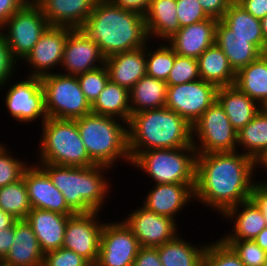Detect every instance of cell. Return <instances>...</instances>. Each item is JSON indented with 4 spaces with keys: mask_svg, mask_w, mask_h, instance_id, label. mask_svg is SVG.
<instances>
[{
    "mask_svg": "<svg viewBox=\"0 0 267 266\" xmlns=\"http://www.w3.org/2000/svg\"><path fill=\"white\" fill-rule=\"evenodd\" d=\"M99 212L75 213L68 218L63 246L95 265L99 256L102 228L105 222L98 219ZM102 222V223H101Z\"/></svg>",
    "mask_w": 267,
    "mask_h": 266,
    "instance_id": "cell-14",
    "label": "cell"
},
{
    "mask_svg": "<svg viewBox=\"0 0 267 266\" xmlns=\"http://www.w3.org/2000/svg\"><path fill=\"white\" fill-rule=\"evenodd\" d=\"M75 121L88 156L95 165H103L111 169L116 161L119 163L120 158L131 164L128 123L92 112Z\"/></svg>",
    "mask_w": 267,
    "mask_h": 266,
    "instance_id": "cell-5",
    "label": "cell"
},
{
    "mask_svg": "<svg viewBox=\"0 0 267 266\" xmlns=\"http://www.w3.org/2000/svg\"><path fill=\"white\" fill-rule=\"evenodd\" d=\"M77 78L83 94L92 106L109 81V74L106 66L104 65L93 71L79 74L77 75Z\"/></svg>",
    "mask_w": 267,
    "mask_h": 266,
    "instance_id": "cell-41",
    "label": "cell"
},
{
    "mask_svg": "<svg viewBox=\"0 0 267 266\" xmlns=\"http://www.w3.org/2000/svg\"><path fill=\"white\" fill-rule=\"evenodd\" d=\"M54 186L62 192L68 207L74 213L99 212L111 191L104 174L109 169L103 165L71 167L38 163ZM104 172V173H103Z\"/></svg>",
    "mask_w": 267,
    "mask_h": 266,
    "instance_id": "cell-4",
    "label": "cell"
},
{
    "mask_svg": "<svg viewBox=\"0 0 267 266\" xmlns=\"http://www.w3.org/2000/svg\"><path fill=\"white\" fill-rule=\"evenodd\" d=\"M133 266H163L157 248L141 247Z\"/></svg>",
    "mask_w": 267,
    "mask_h": 266,
    "instance_id": "cell-48",
    "label": "cell"
},
{
    "mask_svg": "<svg viewBox=\"0 0 267 266\" xmlns=\"http://www.w3.org/2000/svg\"><path fill=\"white\" fill-rule=\"evenodd\" d=\"M254 241L265 251H267V227H265L254 239Z\"/></svg>",
    "mask_w": 267,
    "mask_h": 266,
    "instance_id": "cell-54",
    "label": "cell"
},
{
    "mask_svg": "<svg viewBox=\"0 0 267 266\" xmlns=\"http://www.w3.org/2000/svg\"><path fill=\"white\" fill-rule=\"evenodd\" d=\"M217 90V86L202 79L168 86L165 107L175 111L193 125L217 100Z\"/></svg>",
    "mask_w": 267,
    "mask_h": 266,
    "instance_id": "cell-12",
    "label": "cell"
},
{
    "mask_svg": "<svg viewBox=\"0 0 267 266\" xmlns=\"http://www.w3.org/2000/svg\"><path fill=\"white\" fill-rule=\"evenodd\" d=\"M14 240V225L0 231V261L6 256Z\"/></svg>",
    "mask_w": 267,
    "mask_h": 266,
    "instance_id": "cell-52",
    "label": "cell"
},
{
    "mask_svg": "<svg viewBox=\"0 0 267 266\" xmlns=\"http://www.w3.org/2000/svg\"><path fill=\"white\" fill-rule=\"evenodd\" d=\"M41 127L37 163L71 167L95 165L88 156L75 119L48 117Z\"/></svg>",
    "mask_w": 267,
    "mask_h": 266,
    "instance_id": "cell-6",
    "label": "cell"
},
{
    "mask_svg": "<svg viewBox=\"0 0 267 266\" xmlns=\"http://www.w3.org/2000/svg\"><path fill=\"white\" fill-rule=\"evenodd\" d=\"M19 64L12 56L6 38L0 33V87L11 84L10 80ZM16 67V68H15Z\"/></svg>",
    "mask_w": 267,
    "mask_h": 266,
    "instance_id": "cell-45",
    "label": "cell"
},
{
    "mask_svg": "<svg viewBox=\"0 0 267 266\" xmlns=\"http://www.w3.org/2000/svg\"><path fill=\"white\" fill-rule=\"evenodd\" d=\"M237 3L259 20L267 15V0H239Z\"/></svg>",
    "mask_w": 267,
    "mask_h": 266,
    "instance_id": "cell-49",
    "label": "cell"
},
{
    "mask_svg": "<svg viewBox=\"0 0 267 266\" xmlns=\"http://www.w3.org/2000/svg\"><path fill=\"white\" fill-rule=\"evenodd\" d=\"M215 43L226 55L235 72L256 60L262 53L251 43V39L234 35L221 20L216 26Z\"/></svg>",
    "mask_w": 267,
    "mask_h": 266,
    "instance_id": "cell-26",
    "label": "cell"
},
{
    "mask_svg": "<svg viewBox=\"0 0 267 266\" xmlns=\"http://www.w3.org/2000/svg\"><path fill=\"white\" fill-rule=\"evenodd\" d=\"M92 113L128 123L131 117L129 90L109 80L92 105Z\"/></svg>",
    "mask_w": 267,
    "mask_h": 266,
    "instance_id": "cell-34",
    "label": "cell"
},
{
    "mask_svg": "<svg viewBox=\"0 0 267 266\" xmlns=\"http://www.w3.org/2000/svg\"><path fill=\"white\" fill-rule=\"evenodd\" d=\"M237 133L216 100L192 125V144L196 153L235 152Z\"/></svg>",
    "mask_w": 267,
    "mask_h": 266,
    "instance_id": "cell-9",
    "label": "cell"
},
{
    "mask_svg": "<svg viewBox=\"0 0 267 266\" xmlns=\"http://www.w3.org/2000/svg\"><path fill=\"white\" fill-rule=\"evenodd\" d=\"M80 29L98 44L105 58L149 43L144 15L123 9L111 0H97Z\"/></svg>",
    "mask_w": 267,
    "mask_h": 266,
    "instance_id": "cell-2",
    "label": "cell"
},
{
    "mask_svg": "<svg viewBox=\"0 0 267 266\" xmlns=\"http://www.w3.org/2000/svg\"><path fill=\"white\" fill-rule=\"evenodd\" d=\"M250 200L262 212L267 225V180L254 183Z\"/></svg>",
    "mask_w": 267,
    "mask_h": 266,
    "instance_id": "cell-46",
    "label": "cell"
},
{
    "mask_svg": "<svg viewBox=\"0 0 267 266\" xmlns=\"http://www.w3.org/2000/svg\"><path fill=\"white\" fill-rule=\"evenodd\" d=\"M72 30L70 27L49 26L44 31L24 59L32 68L28 76L41 78L53 73L51 70L58 67L56 65L61 66L67 37Z\"/></svg>",
    "mask_w": 267,
    "mask_h": 266,
    "instance_id": "cell-16",
    "label": "cell"
},
{
    "mask_svg": "<svg viewBox=\"0 0 267 266\" xmlns=\"http://www.w3.org/2000/svg\"><path fill=\"white\" fill-rule=\"evenodd\" d=\"M115 5L128 10H133L145 15L151 0H111Z\"/></svg>",
    "mask_w": 267,
    "mask_h": 266,
    "instance_id": "cell-51",
    "label": "cell"
},
{
    "mask_svg": "<svg viewBox=\"0 0 267 266\" xmlns=\"http://www.w3.org/2000/svg\"><path fill=\"white\" fill-rule=\"evenodd\" d=\"M140 248L137 238L124 221L105 222L95 266H133Z\"/></svg>",
    "mask_w": 267,
    "mask_h": 266,
    "instance_id": "cell-13",
    "label": "cell"
},
{
    "mask_svg": "<svg viewBox=\"0 0 267 266\" xmlns=\"http://www.w3.org/2000/svg\"><path fill=\"white\" fill-rule=\"evenodd\" d=\"M23 179L32 209H42L63 215H74L65 198L52 183L47 173L36 163L24 171Z\"/></svg>",
    "mask_w": 267,
    "mask_h": 266,
    "instance_id": "cell-18",
    "label": "cell"
},
{
    "mask_svg": "<svg viewBox=\"0 0 267 266\" xmlns=\"http://www.w3.org/2000/svg\"><path fill=\"white\" fill-rule=\"evenodd\" d=\"M217 101L237 132L245 127L262 108L235 85L218 87Z\"/></svg>",
    "mask_w": 267,
    "mask_h": 266,
    "instance_id": "cell-27",
    "label": "cell"
},
{
    "mask_svg": "<svg viewBox=\"0 0 267 266\" xmlns=\"http://www.w3.org/2000/svg\"><path fill=\"white\" fill-rule=\"evenodd\" d=\"M17 221L11 214L6 213L0 208V231L6 228H11Z\"/></svg>",
    "mask_w": 267,
    "mask_h": 266,
    "instance_id": "cell-53",
    "label": "cell"
},
{
    "mask_svg": "<svg viewBox=\"0 0 267 266\" xmlns=\"http://www.w3.org/2000/svg\"><path fill=\"white\" fill-rule=\"evenodd\" d=\"M158 47L152 51V48L146 44V75L167 81L175 61L176 52L168 43L167 45L165 43L159 44Z\"/></svg>",
    "mask_w": 267,
    "mask_h": 266,
    "instance_id": "cell-37",
    "label": "cell"
},
{
    "mask_svg": "<svg viewBox=\"0 0 267 266\" xmlns=\"http://www.w3.org/2000/svg\"><path fill=\"white\" fill-rule=\"evenodd\" d=\"M105 59L97 43L81 29H73L67 37L61 67L63 74L77 76L104 66Z\"/></svg>",
    "mask_w": 267,
    "mask_h": 266,
    "instance_id": "cell-17",
    "label": "cell"
},
{
    "mask_svg": "<svg viewBox=\"0 0 267 266\" xmlns=\"http://www.w3.org/2000/svg\"><path fill=\"white\" fill-rule=\"evenodd\" d=\"M142 202L146 209L177 220L178 214L194 199L195 184H153Z\"/></svg>",
    "mask_w": 267,
    "mask_h": 266,
    "instance_id": "cell-19",
    "label": "cell"
},
{
    "mask_svg": "<svg viewBox=\"0 0 267 266\" xmlns=\"http://www.w3.org/2000/svg\"><path fill=\"white\" fill-rule=\"evenodd\" d=\"M192 139V125L167 107L134 113L128 122L131 161L151 149L193 146Z\"/></svg>",
    "mask_w": 267,
    "mask_h": 266,
    "instance_id": "cell-3",
    "label": "cell"
},
{
    "mask_svg": "<svg viewBox=\"0 0 267 266\" xmlns=\"http://www.w3.org/2000/svg\"><path fill=\"white\" fill-rule=\"evenodd\" d=\"M197 60L200 79L210 82L217 87L234 85L236 72L230 66L226 55L216 43L207 48Z\"/></svg>",
    "mask_w": 267,
    "mask_h": 266,
    "instance_id": "cell-30",
    "label": "cell"
},
{
    "mask_svg": "<svg viewBox=\"0 0 267 266\" xmlns=\"http://www.w3.org/2000/svg\"><path fill=\"white\" fill-rule=\"evenodd\" d=\"M176 3V13L181 28L210 18L198 0H176Z\"/></svg>",
    "mask_w": 267,
    "mask_h": 266,
    "instance_id": "cell-43",
    "label": "cell"
},
{
    "mask_svg": "<svg viewBox=\"0 0 267 266\" xmlns=\"http://www.w3.org/2000/svg\"><path fill=\"white\" fill-rule=\"evenodd\" d=\"M97 0H38L50 26L80 29L89 18Z\"/></svg>",
    "mask_w": 267,
    "mask_h": 266,
    "instance_id": "cell-20",
    "label": "cell"
},
{
    "mask_svg": "<svg viewBox=\"0 0 267 266\" xmlns=\"http://www.w3.org/2000/svg\"><path fill=\"white\" fill-rule=\"evenodd\" d=\"M234 85L261 107L267 108V53L239 69Z\"/></svg>",
    "mask_w": 267,
    "mask_h": 266,
    "instance_id": "cell-29",
    "label": "cell"
},
{
    "mask_svg": "<svg viewBox=\"0 0 267 266\" xmlns=\"http://www.w3.org/2000/svg\"><path fill=\"white\" fill-rule=\"evenodd\" d=\"M205 13L217 20H221L232 3L231 0H198Z\"/></svg>",
    "mask_w": 267,
    "mask_h": 266,
    "instance_id": "cell-47",
    "label": "cell"
},
{
    "mask_svg": "<svg viewBox=\"0 0 267 266\" xmlns=\"http://www.w3.org/2000/svg\"><path fill=\"white\" fill-rule=\"evenodd\" d=\"M221 21L234 32V35L251 39V43L262 54L265 53L261 21L248 13L237 2L230 4Z\"/></svg>",
    "mask_w": 267,
    "mask_h": 266,
    "instance_id": "cell-33",
    "label": "cell"
},
{
    "mask_svg": "<svg viewBox=\"0 0 267 266\" xmlns=\"http://www.w3.org/2000/svg\"><path fill=\"white\" fill-rule=\"evenodd\" d=\"M167 88L166 81L148 75L143 76L129 90L131 115L165 107Z\"/></svg>",
    "mask_w": 267,
    "mask_h": 266,
    "instance_id": "cell-31",
    "label": "cell"
},
{
    "mask_svg": "<svg viewBox=\"0 0 267 266\" xmlns=\"http://www.w3.org/2000/svg\"><path fill=\"white\" fill-rule=\"evenodd\" d=\"M26 2V0H0V28Z\"/></svg>",
    "mask_w": 267,
    "mask_h": 266,
    "instance_id": "cell-50",
    "label": "cell"
},
{
    "mask_svg": "<svg viewBox=\"0 0 267 266\" xmlns=\"http://www.w3.org/2000/svg\"><path fill=\"white\" fill-rule=\"evenodd\" d=\"M179 234L172 241L157 247L163 266H202L206 245L190 244Z\"/></svg>",
    "mask_w": 267,
    "mask_h": 266,
    "instance_id": "cell-35",
    "label": "cell"
},
{
    "mask_svg": "<svg viewBox=\"0 0 267 266\" xmlns=\"http://www.w3.org/2000/svg\"><path fill=\"white\" fill-rule=\"evenodd\" d=\"M218 20L209 18L193 23L180 30L167 42L181 56L198 58L215 43Z\"/></svg>",
    "mask_w": 267,
    "mask_h": 266,
    "instance_id": "cell-21",
    "label": "cell"
},
{
    "mask_svg": "<svg viewBox=\"0 0 267 266\" xmlns=\"http://www.w3.org/2000/svg\"><path fill=\"white\" fill-rule=\"evenodd\" d=\"M91 263L72 250L61 247L44 253L42 266H90Z\"/></svg>",
    "mask_w": 267,
    "mask_h": 266,
    "instance_id": "cell-44",
    "label": "cell"
},
{
    "mask_svg": "<svg viewBox=\"0 0 267 266\" xmlns=\"http://www.w3.org/2000/svg\"><path fill=\"white\" fill-rule=\"evenodd\" d=\"M196 155L193 146L151 149L140 152L131 164L155 184H195Z\"/></svg>",
    "mask_w": 267,
    "mask_h": 266,
    "instance_id": "cell-7",
    "label": "cell"
},
{
    "mask_svg": "<svg viewBox=\"0 0 267 266\" xmlns=\"http://www.w3.org/2000/svg\"><path fill=\"white\" fill-rule=\"evenodd\" d=\"M49 26L40 7L26 2L1 26L0 33L6 38L13 58L22 62Z\"/></svg>",
    "mask_w": 267,
    "mask_h": 266,
    "instance_id": "cell-10",
    "label": "cell"
},
{
    "mask_svg": "<svg viewBox=\"0 0 267 266\" xmlns=\"http://www.w3.org/2000/svg\"><path fill=\"white\" fill-rule=\"evenodd\" d=\"M262 33L265 41V53H267V15L261 20Z\"/></svg>",
    "mask_w": 267,
    "mask_h": 266,
    "instance_id": "cell-55",
    "label": "cell"
},
{
    "mask_svg": "<svg viewBox=\"0 0 267 266\" xmlns=\"http://www.w3.org/2000/svg\"><path fill=\"white\" fill-rule=\"evenodd\" d=\"M202 266H245L234 250L221 238L206 244Z\"/></svg>",
    "mask_w": 267,
    "mask_h": 266,
    "instance_id": "cell-38",
    "label": "cell"
},
{
    "mask_svg": "<svg viewBox=\"0 0 267 266\" xmlns=\"http://www.w3.org/2000/svg\"><path fill=\"white\" fill-rule=\"evenodd\" d=\"M6 109L16 121L26 123L48 118L41 78L28 76L10 85L5 97ZM41 117V118H40Z\"/></svg>",
    "mask_w": 267,
    "mask_h": 266,
    "instance_id": "cell-11",
    "label": "cell"
},
{
    "mask_svg": "<svg viewBox=\"0 0 267 266\" xmlns=\"http://www.w3.org/2000/svg\"><path fill=\"white\" fill-rule=\"evenodd\" d=\"M26 1L30 3H36L38 0H26Z\"/></svg>",
    "mask_w": 267,
    "mask_h": 266,
    "instance_id": "cell-57",
    "label": "cell"
},
{
    "mask_svg": "<svg viewBox=\"0 0 267 266\" xmlns=\"http://www.w3.org/2000/svg\"><path fill=\"white\" fill-rule=\"evenodd\" d=\"M44 252L26 220L14 223V240L6 256L0 261L6 266H42Z\"/></svg>",
    "mask_w": 267,
    "mask_h": 266,
    "instance_id": "cell-24",
    "label": "cell"
},
{
    "mask_svg": "<svg viewBox=\"0 0 267 266\" xmlns=\"http://www.w3.org/2000/svg\"><path fill=\"white\" fill-rule=\"evenodd\" d=\"M109 80L130 90L146 75V45L105 59Z\"/></svg>",
    "mask_w": 267,
    "mask_h": 266,
    "instance_id": "cell-23",
    "label": "cell"
},
{
    "mask_svg": "<svg viewBox=\"0 0 267 266\" xmlns=\"http://www.w3.org/2000/svg\"><path fill=\"white\" fill-rule=\"evenodd\" d=\"M70 216L48 210L31 209L25 220L31 226L44 253L63 246L65 229Z\"/></svg>",
    "mask_w": 267,
    "mask_h": 266,
    "instance_id": "cell-22",
    "label": "cell"
},
{
    "mask_svg": "<svg viewBox=\"0 0 267 266\" xmlns=\"http://www.w3.org/2000/svg\"><path fill=\"white\" fill-rule=\"evenodd\" d=\"M240 145V146H239ZM259 163L267 155V108L262 107L254 118L237 133V147ZM242 146V147H241Z\"/></svg>",
    "mask_w": 267,
    "mask_h": 266,
    "instance_id": "cell-32",
    "label": "cell"
},
{
    "mask_svg": "<svg viewBox=\"0 0 267 266\" xmlns=\"http://www.w3.org/2000/svg\"><path fill=\"white\" fill-rule=\"evenodd\" d=\"M200 79L198 60L176 54L173 67L167 78L168 86L189 83Z\"/></svg>",
    "mask_w": 267,
    "mask_h": 266,
    "instance_id": "cell-40",
    "label": "cell"
},
{
    "mask_svg": "<svg viewBox=\"0 0 267 266\" xmlns=\"http://www.w3.org/2000/svg\"><path fill=\"white\" fill-rule=\"evenodd\" d=\"M222 217L234 224V229L224 234L222 240H254L267 227L264 215L250 199L229 208Z\"/></svg>",
    "mask_w": 267,
    "mask_h": 266,
    "instance_id": "cell-25",
    "label": "cell"
},
{
    "mask_svg": "<svg viewBox=\"0 0 267 266\" xmlns=\"http://www.w3.org/2000/svg\"><path fill=\"white\" fill-rule=\"evenodd\" d=\"M257 167L254 159L237 151L197 153L194 200L223 215L250 199Z\"/></svg>",
    "mask_w": 267,
    "mask_h": 266,
    "instance_id": "cell-1",
    "label": "cell"
},
{
    "mask_svg": "<svg viewBox=\"0 0 267 266\" xmlns=\"http://www.w3.org/2000/svg\"><path fill=\"white\" fill-rule=\"evenodd\" d=\"M176 6V0H151L148 11L144 15L149 39L155 36L167 42L180 30Z\"/></svg>",
    "mask_w": 267,
    "mask_h": 266,
    "instance_id": "cell-28",
    "label": "cell"
},
{
    "mask_svg": "<svg viewBox=\"0 0 267 266\" xmlns=\"http://www.w3.org/2000/svg\"><path fill=\"white\" fill-rule=\"evenodd\" d=\"M47 116L77 119L92 112L77 76L57 72L41 77Z\"/></svg>",
    "mask_w": 267,
    "mask_h": 266,
    "instance_id": "cell-8",
    "label": "cell"
},
{
    "mask_svg": "<svg viewBox=\"0 0 267 266\" xmlns=\"http://www.w3.org/2000/svg\"><path fill=\"white\" fill-rule=\"evenodd\" d=\"M19 159L11 156L6 145L0 143V188L23 178L24 171L30 163Z\"/></svg>",
    "mask_w": 267,
    "mask_h": 266,
    "instance_id": "cell-39",
    "label": "cell"
},
{
    "mask_svg": "<svg viewBox=\"0 0 267 266\" xmlns=\"http://www.w3.org/2000/svg\"><path fill=\"white\" fill-rule=\"evenodd\" d=\"M258 166L267 171V155L258 163Z\"/></svg>",
    "mask_w": 267,
    "mask_h": 266,
    "instance_id": "cell-56",
    "label": "cell"
},
{
    "mask_svg": "<svg viewBox=\"0 0 267 266\" xmlns=\"http://www.w3.org/2000/svg\"><path fill=\"white\" fill-rule=\"evenodd\" d=\"M238 255L245 266H265L267 251L263 250L254 240H223Z\"/></svg>",
    "mask_w": 267,
    "mask_h": 266,
    "instance_id": "cell-42",
    "label": "cell"
},
{
    "mask_svg": "<svg viewBox=\"0 0 267 266\" xmlns=\"http://www.w3.org/2000/svg\"><path fill=\"white\" fill-rule=\"evenodd\" d=\"M0 208L17 220H25L32 207L23 178L0 188Z\"/></svg>",
    "mask_w": 267,
    "mask_h": 266,
    "instance_id": "cell-36",
    "label": "cell"
},
{
    "mask_svg": "<svg viewBox=\"0 0 267 266\" xmlns=\"http://www.w3.org/2000/svg\"><path fill=\"white\" fill-rule=\"evenodd\" d=\"M124 223L131 229L141 247L157 248L177 235V221L161 216L144 206L132 210Z\"/></svg>",
    "mask_w": 267,
    "mask_h": 266,
    "instance_id": "cell-15",
    "label": "cell"
}]
</instances>
